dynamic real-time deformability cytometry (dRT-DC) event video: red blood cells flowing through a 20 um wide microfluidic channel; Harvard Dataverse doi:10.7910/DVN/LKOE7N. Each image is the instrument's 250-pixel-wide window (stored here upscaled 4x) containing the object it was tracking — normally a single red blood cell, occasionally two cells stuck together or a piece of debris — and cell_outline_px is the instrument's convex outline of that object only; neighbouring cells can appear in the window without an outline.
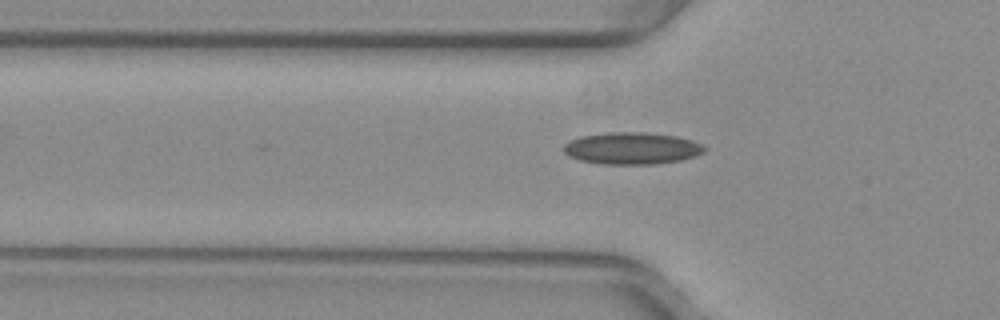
{"species": "common noctule bat (a hibernating species)", "species_latin": "Nyctalus noctula", "temperature_condition": "warm", "stored_images_in_passage": 21, "camera_frame_rate_fps": 3000, "um_per_image_px": 0.085, "animal": {"sex": "female", "body_mass_g": 29.2, "forearm_length_mm": 56.3}, "frame": {"image": 1, "passage_image": 4, "time_ms": 1.0, "image_size_px": [1000, 320], "cell_outline_px": [[708, 148], [704, 152], [696, 156], [680, 160], [656, 164], [600, 164], [580, 160], [568, 156], [564, 152], [564, 144], [568, 140], [580, 136], [612, 132], [644, 132], [676, 136], [692, 140]], "centroid_in_image_um": [53.7, 12.61], "position_along_channel_um": 72.1, "area_um2": 26.36}}
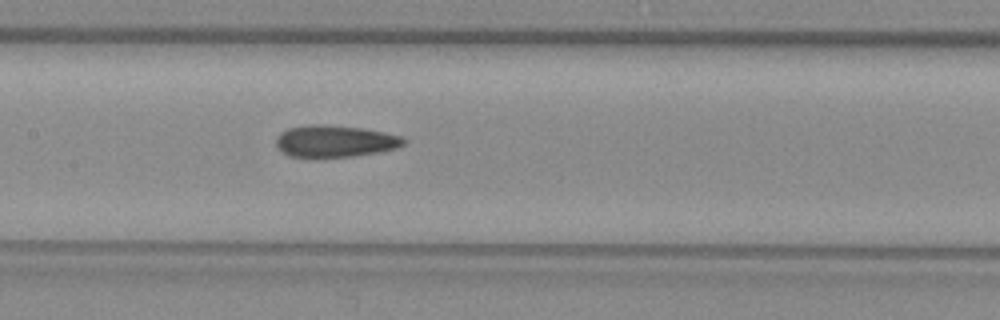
{"frame": {"image": 2, "passage_image": 12, "time_ms": 3.667, "image_size_px": [1000, 320], "cell_outline_px": [[408, 140], [404, 144], [396, 148], [376, 152], [352, 156], [288, 156], [276, 144], [276, 136], [280, 132], [288, 128], [312, 124], [324, 124], [360, 128], [384, 132], [400, 136]], "centroid_in_image_um": [28.47, 11.98], "position_along_channel_um": 178.9, "area_um2": 23.29}}
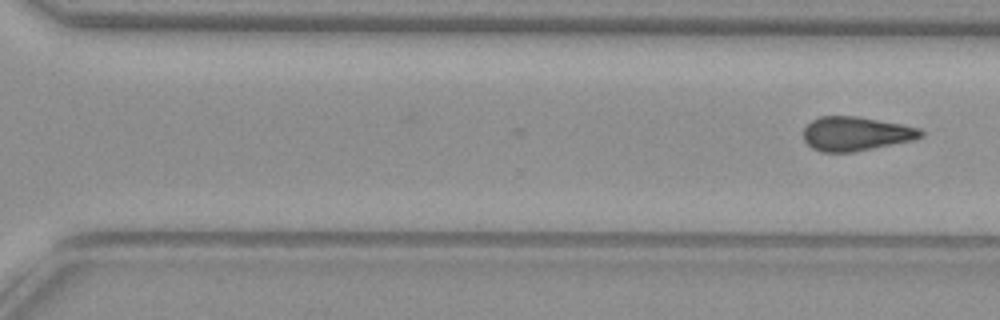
{"frame": {"image": 3, "passage_image": 21, "time_ms": 6.667, "image_size_px": [1000, 320], "cell_outline_px": [[924, 136], [912, 140], [852, 152], [820, 152], [812, 148], [804, 140], [804, 128], [812, 120], [820, 116], [856, 116], [900, 124], [920, 128], [924, 132]], "centroid_in_image_um": [72.73, 11.36], "position_along_channel_um": 297.9, "area_um2": 23.12}}